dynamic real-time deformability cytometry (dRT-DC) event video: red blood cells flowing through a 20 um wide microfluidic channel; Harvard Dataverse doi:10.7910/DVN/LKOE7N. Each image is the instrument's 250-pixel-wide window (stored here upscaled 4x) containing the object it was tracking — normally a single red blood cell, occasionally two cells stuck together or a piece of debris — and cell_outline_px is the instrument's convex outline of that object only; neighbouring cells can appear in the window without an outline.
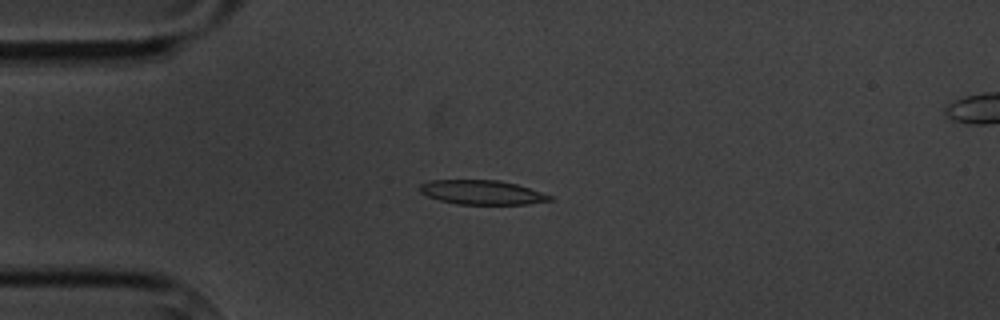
{"species": "common noctule bat (a hibernating species)", "species_latin": "Nyctalus noctula", "temperature_condition": "cold", "stored_images_in_passage": 7, "camera_frame_rate_fps": 3000, "um_per_image_px": 0.085, "animal": {"sex": "male", "body_mass_g": 20.1, "forearm_length_mm": 53.5}, "frame": {"image": 1, "passage_image": 4, "time_ms": 4.333, "image_size_px": [1000, 320], "cell_outline_px": [[552, 200], [528, 204], [456, 204], [440, 200], [428, 196], [420, 192], [420, 184], [432, 180], [500, 180], [516, 184], [552, 196]], "centroid_in_image_um": [40.95, 16.35], "position_along_channel_um": 44.0, "area_um2": 18.21}}
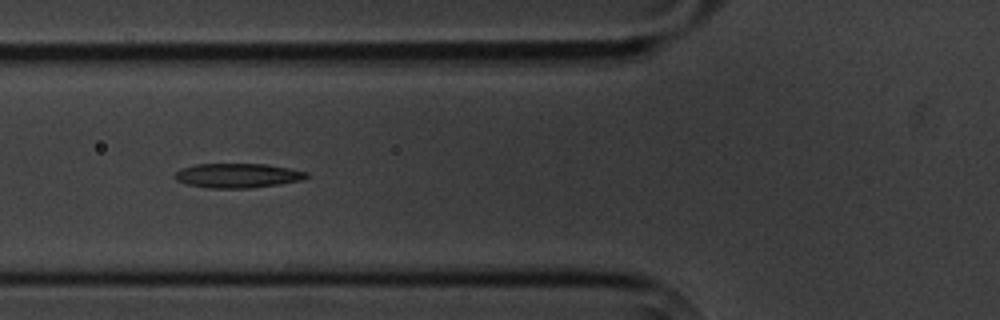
{"frame": {"image": 2, "passage_image": 6, "time_ms": 6.667, "image_size_px": [1000, 320], "cell_outline_px": [[308, 176], [300, 180], [280, 184], [248, 188], [208, 188], [188, 184], [176, 180], [172, 176], [180, 168], [196, 164], [268, 164], [308, 172]], "centroid_in_image_um": [20.16, 14.92], "position_along_channel_um": 105.6, "area_um2": 18.73}}
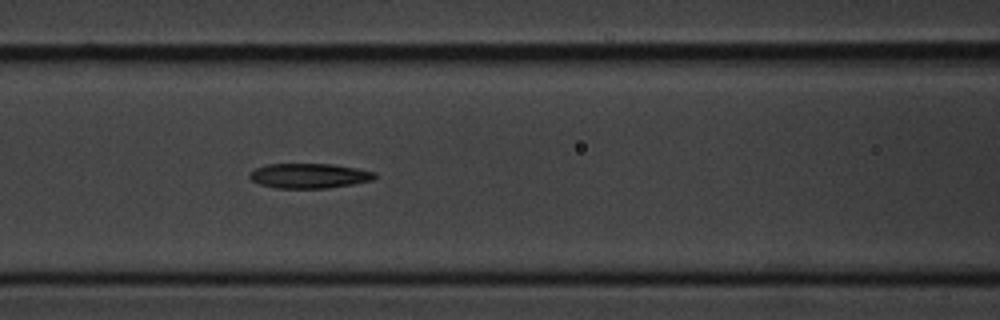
{"frame": {"image": 3, "passage_image": 7, "time_ms": 7.667, "image_size_px": [1000, 320], "cell_outline_px": [[376, 176], [372, 180], [352, 184], [328, 188], [276, 188], [260, 184], [252, 180], [248, 176], [248, 172], [256, 168], [268, 164], [332, 164], [356, 168], [376, 172]], "centroid_in_image_um": [26.26, 14.94], "position_along_channel_um": 140.3, "area_um2": 18.09}}